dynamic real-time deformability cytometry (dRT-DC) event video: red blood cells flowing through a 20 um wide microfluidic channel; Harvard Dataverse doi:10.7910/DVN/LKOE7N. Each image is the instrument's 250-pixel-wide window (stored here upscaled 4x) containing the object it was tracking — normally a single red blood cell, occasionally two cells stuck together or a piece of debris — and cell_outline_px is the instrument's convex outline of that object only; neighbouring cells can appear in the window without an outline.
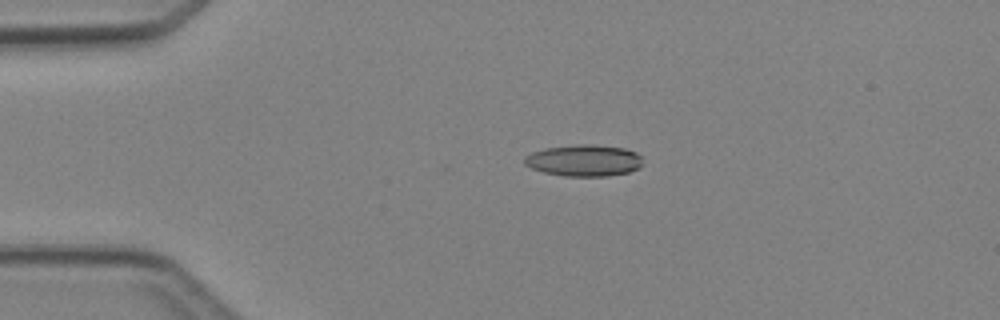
{"species": "Egyptian fruit bat (a non-hibernating species)", "species_latin": "Rousettus aegyptiacus", "temperature_condition": "cold", "stored_images_in_passage": 4, "camera_frame_rate_fps": 3000, "um_per_image_px": 0.085, "animal": {"sex": "female"}, "frame": {"image": 1, "passage_image": 3, "time_ms": 2.333, "image_size_px": [1000, 320], "cell_outline_px": [[640, 164], [636, 168], [628, 172], [608, 176], [564, 176], [544, 172], [532, 168], [524, 164], [524, 156], [532, 152], [544, 148], [576, 144], [588, 144], [624, 148], [636, 152], [640, 156]], "centroid_in_image_um": [49.58, 13.63], "position_along_channel_um": 35.4, "area_um2": 21.62}}